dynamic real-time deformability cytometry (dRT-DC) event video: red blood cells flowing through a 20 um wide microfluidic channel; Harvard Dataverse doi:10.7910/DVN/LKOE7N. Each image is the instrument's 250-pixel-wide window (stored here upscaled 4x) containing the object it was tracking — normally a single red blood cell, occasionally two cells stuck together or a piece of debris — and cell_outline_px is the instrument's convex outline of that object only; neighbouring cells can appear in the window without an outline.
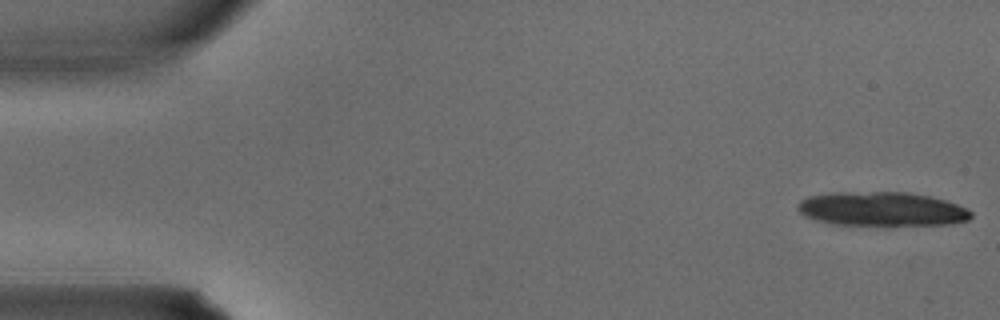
{"species": "common noctule bat (a hibernating species)", "species_latin": "Nyctalus noctula", "temperature_condition": "warm", "stored_images_in_passage": 4, "camera_frame_rate_fps": 3000, "um_per_image_px": 0.085, "animal": {"sex": "male", "body_mass_g": 15.6}, "frame": {"image": 1, "passage_image": 1, "time_ms": 0.0, "image_size_px": [1000, 320], "cell_outline_px": [[972, 216], [968, 220], [952, 224], [888, 228], [884, 228], [832, 224], [816, 220], [804, 216], [796, 208], [796, 204], [800, 200], [808, 196], [832, 192], [908, 192], [928, 196], [944, 200], [968, 208], [972, 212]], "centroid_in_image_um": [74.95, 17.82], "position_along_channel_um": 10.0, "area_um2": 36.07}}